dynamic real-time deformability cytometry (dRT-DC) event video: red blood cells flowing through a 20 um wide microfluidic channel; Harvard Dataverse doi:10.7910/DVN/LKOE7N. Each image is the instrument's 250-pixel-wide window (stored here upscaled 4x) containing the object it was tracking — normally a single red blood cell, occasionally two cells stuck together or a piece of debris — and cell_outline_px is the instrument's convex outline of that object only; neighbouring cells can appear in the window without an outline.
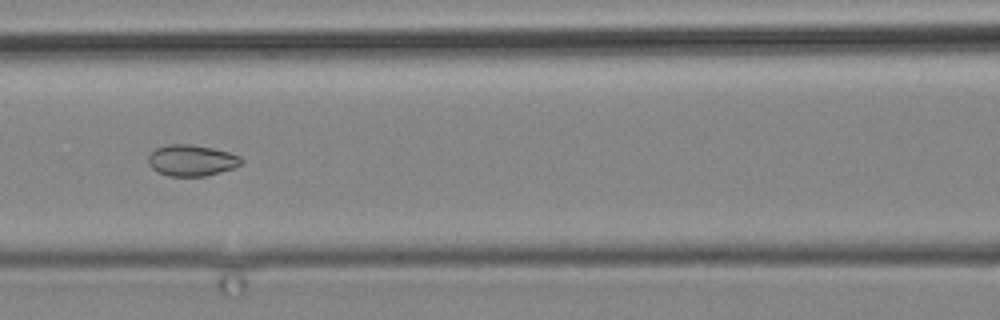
{"species": "common noctule bat (a hibernating species)", "species_latin": "Nyctalus noctula", "temperature_condition": "cold", "stored_images_in_passage": 11, "camera_frame_rate_fps": 3000, "um_per_image_px": 0.085, "animal": {"sex": "male", "body_mass_g": 19.2, "forearm_length_mm": 51.8}, "frame": {"image": 1, "passage_image": 10, "time_ms": 11.667, "image_size_px": [1000, 320], "cell_outline_px": [[244, 160], [240, 164], [232, 168], [204, 176], [168, 176], [156, 172], [148, 164], [148, 156], [156, 148], [168, 144], [188, 144], [212, 148], [228, 152], [240, 156]], "centroid_in_image_um": [16.25, 13.63], "position_along_channel_um": 150.4, "area_um2": 16.82}}
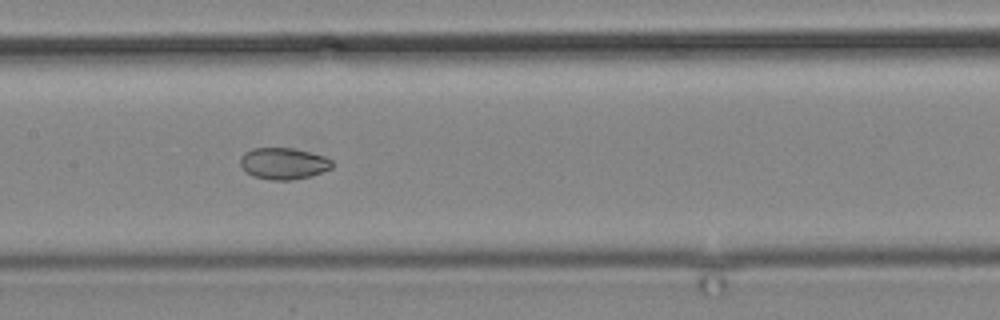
{"frame": {"image": 2, "passage_image": 11, "time_ms": 12.667, "image_size_px": [1000, 320], "cell_outline_px": [[332, 168], [308, 176], [292, 180], [272, 180], [252, 176], [240, 164], [240, 156], [244, 152], [252, 148], [292, 148], [324, 156], [332, 160]], "centroid_in_image_um": [24.07, 13.89], "position_along_channel_um": 183.3, "area_um2": 16.7}}